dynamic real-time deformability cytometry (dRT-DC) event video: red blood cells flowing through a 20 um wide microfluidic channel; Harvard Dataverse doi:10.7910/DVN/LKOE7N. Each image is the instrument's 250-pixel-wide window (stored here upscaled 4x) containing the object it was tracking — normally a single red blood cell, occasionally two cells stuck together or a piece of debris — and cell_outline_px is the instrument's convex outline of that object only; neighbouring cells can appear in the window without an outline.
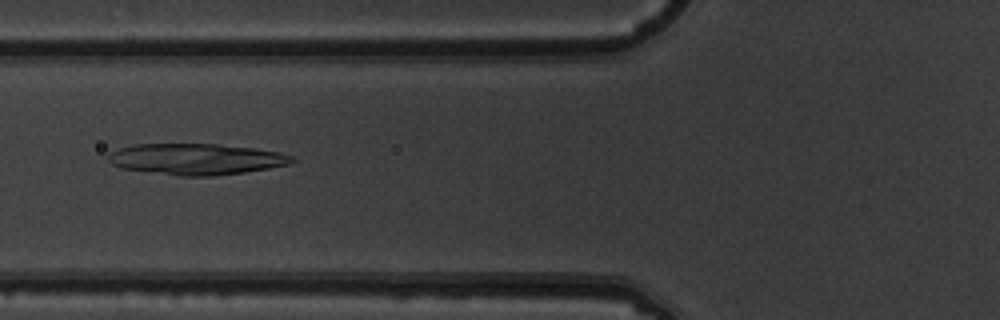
{"species": "common noctule bat (a hibernating species)", "species_latin": "Nyctalus noctula", "temperature_condition": "warm", "stored_images_in_passage": 9, "camera_frame_rate_fps": 3000, "um_per_image_px": 0.085, "animal": {"sex": "male", "body_mass_g": 19.5, "forearm_length_mm": 54.6}, "frame": {"image": 1, "passage_image": 6, "time_ms": 1.667, "image_size_px": [1000, 320], "cell_outline_px": [[296, 160], [292, 164], [244, 172], [212, 176], [180, 176], [124, 168], [112, 164], [108, 160], [108, 152], [120, 148], [136, 144], [216, 144], [252, 148], [280, 152], [292, 156]], "centroid_in_image_um": [16.69, 13.52], "position_along_channel_um": 109.1, "area_um2": 33.18}}
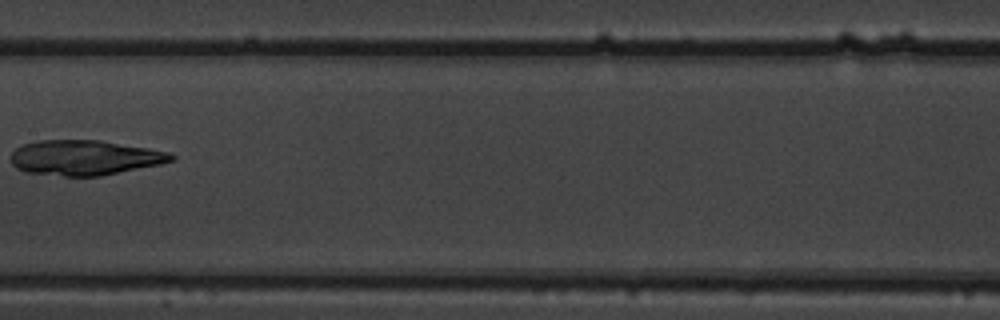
{"frame": {"image": 2, "passage_image": 8, "time_ms": 2.333, "image_size_px": [1000, 320], "cell_outline_px": [[176, 160], [160, 164], [100, 176], [64, 176], [24, 172], [16, 168], [12, 164], [12, 152], [20, 144], [36, 140], [100, 140], [148, 148], [168, 152], [176, 156]], "centroid_in_image_um": [7.17, 13.39], "position_along_channel_um": 200.2, "area_um2": 32.89}}
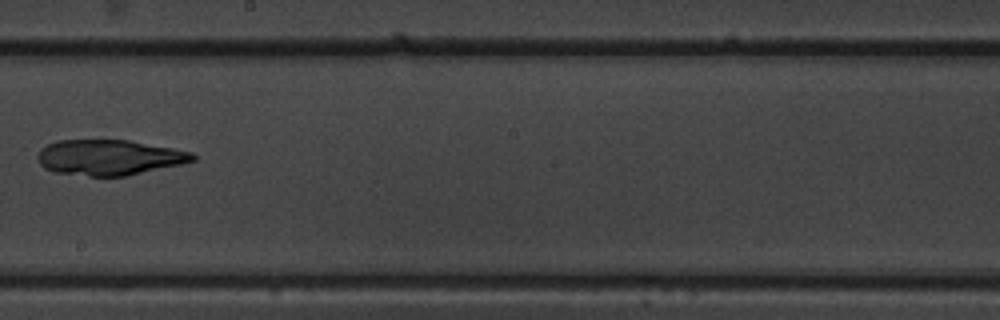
{"frame": {"image": 3, "passage_image": 9, "time_ms": 2.667, "image_size_px": [1000, 320], "cell_outline_px": [[196, 160], [180, 164], [124, 176], [88, 176], [56, 172], [44, 168], [40, 164], [36, 156], [40, 148], [56, 140], [128, 140], [172, 148], [192, 152], [196, 156]], "centroid_in_image_um": [9.24, 13.37], "position_along_channel_um": 239.0, "area_um2": 31.91}}